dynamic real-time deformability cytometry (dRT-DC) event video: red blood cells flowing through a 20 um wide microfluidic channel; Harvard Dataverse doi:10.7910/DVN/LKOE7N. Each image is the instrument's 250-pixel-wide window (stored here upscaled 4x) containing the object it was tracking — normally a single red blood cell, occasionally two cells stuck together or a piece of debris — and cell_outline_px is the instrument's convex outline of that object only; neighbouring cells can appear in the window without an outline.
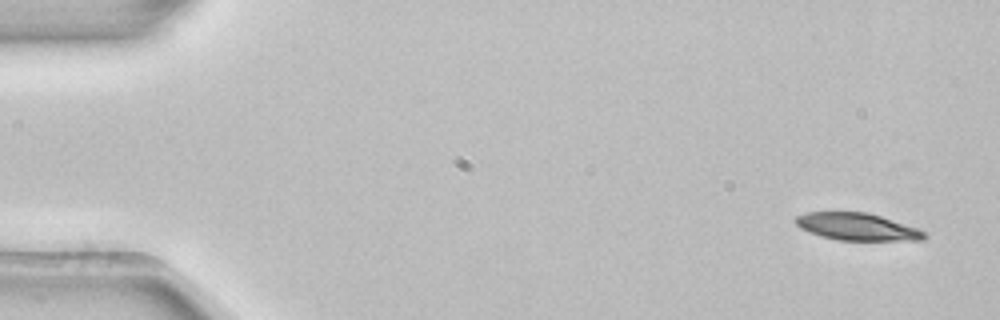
{"species": "common noctule bat (a hibernating species)", "species_latin": "Nyctalus noctula", "temperature_condition": "room temperature", "stored_images_in_passage": 4, "camera_frame_rate_fps": 3000, "um_per_image_px": 0.085, "animal": {"sex": "female", "body_mass_g": 22.7, "forearm_length_mm": 54.2}, "frame": {"image": 1, "passage_image": 1, "time_ms": 0.0, "image_size_px": [1000, 320], "cell_outline_px": [[928, 236], [924, 240], [840, 240], [820, 236], [808, 232], [800, 228], [796, 224], [796, 216], [808, 212], [868, 212], [916, 228], [924, 232]], "centroid_in_image_um": [72.83, 19.27], "position_along_channel_um": 12.2, "area_um2": 20.23}}
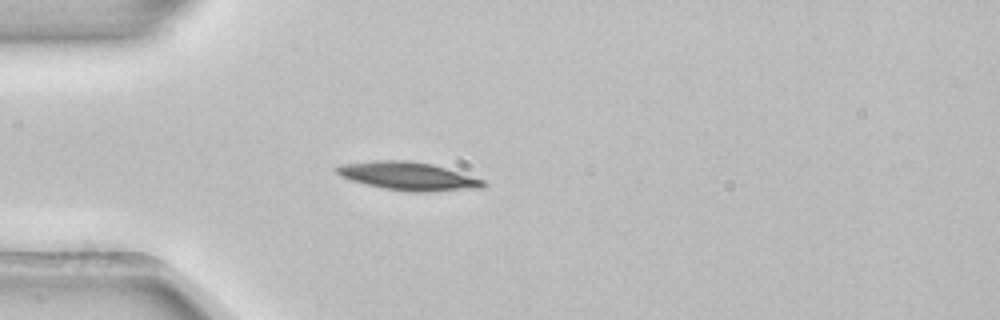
{"frame": {"image": 2, "passage_image": 4, "time_ms": 1.0, "image_size_px": [1000, 320], "cell_outline_px": [[488, 184], [484, 188], [432, 192], [408, 192], [384, 188], [364, 184], [340, 176], [332, 168], [340, 164], [372, 160], [408, 160], [432, 164], [484, 180]], "centroid_in_image_um": [34.67, 14.97], "position_along_channel_um": 50.3, "area_um2": 24.39}}